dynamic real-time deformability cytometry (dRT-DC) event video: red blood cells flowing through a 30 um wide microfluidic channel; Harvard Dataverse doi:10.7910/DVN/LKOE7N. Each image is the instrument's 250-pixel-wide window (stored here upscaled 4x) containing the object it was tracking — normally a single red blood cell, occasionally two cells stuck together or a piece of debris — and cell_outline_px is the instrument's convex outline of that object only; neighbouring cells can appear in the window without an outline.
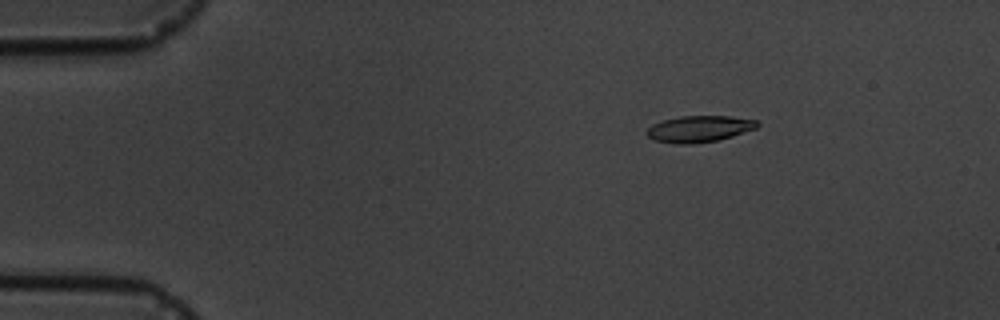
{"species": "common noctule bat (a hibernating species)", "species_latin": "Nyctalus noctula", "temperature_condition": "cold", "stored_images_in_passage": 4, "camera_frame_rate_fps": 3000, "um_per_image_px": 0.085, "animal": {"sex": "male", "body_mass_g": 19.5, "forearm_length_mm": 54.6}, "frame": {"image": 1, "passage_image": 2, "time_ms": 2.0, "image_size_px": [1000, 320], "cell_outline_px": [[760, 124], [756, 128], [720, 140], [692, 144], [676, 144], [656, 140], [648, 136], [648, 128], [652, 124], [664, 120], [680, 116], [732, 116], [756, 120]], "centroid_in_image_um": [59.46, 10.95], "position_along_channel_um": 25.5, "area_um2": 16.94}}